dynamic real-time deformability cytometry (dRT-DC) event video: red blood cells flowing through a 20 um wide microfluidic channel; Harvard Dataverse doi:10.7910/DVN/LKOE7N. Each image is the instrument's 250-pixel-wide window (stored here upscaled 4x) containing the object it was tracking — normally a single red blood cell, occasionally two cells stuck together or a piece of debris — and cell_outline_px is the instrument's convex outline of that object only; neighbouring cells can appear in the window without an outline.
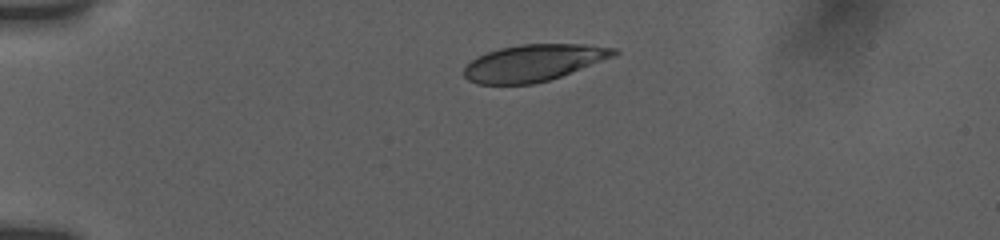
{"species": "human", "species_latin": "Homo sapiens", "temperature_condition": "room temperature", "stored_images_in_passage": 9, "camera_frame_rate_fps": 3000, "um_per_image_px": 0.085, "donor": {"sex": "female"}, "frame": {"image": 1, "passage_image": 3, "time_ms": 2.0, "image_size_px": [1000, 240], "cell_outline_px": [[620, 52], [616, 56], [560, 76], [548, 80], [532, 84], [476, 84], [468, 80], [464, 76], [464, 68], [472, 60], [488, 52], [500, 48], [520, 44], [584, 44], [616, 48]], "centroid_in_image_um": [45.38, 5.33], "position_along_channel_um": 39.6, "area_um2": 31.91}}
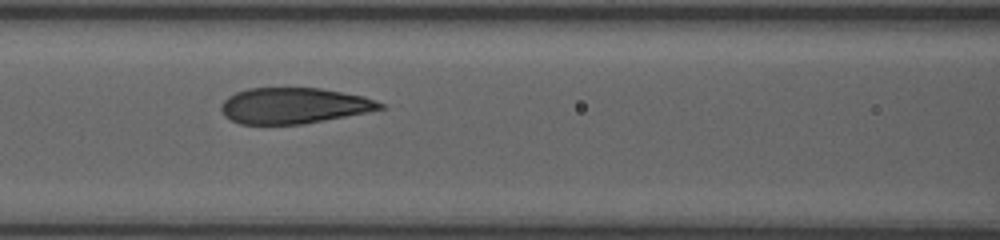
{"frame": {"image": 2, "passage_image": 8, "time_ms": 6.0, "image_size_px": [1000, 240], "cell_outline_px": [[384, 108], [368, 112], [304, 124], [240, 124], [224, 116], [220, 108], [220, 104], [228, 96], [236, 92], [248, 88], [320, 88], [364, 96], [376, 100], [384, 104]], "centroid_in_image_um": [24.97, 8.98], "position_along_channel_um": 141.6, "area_um2": 33.29}}
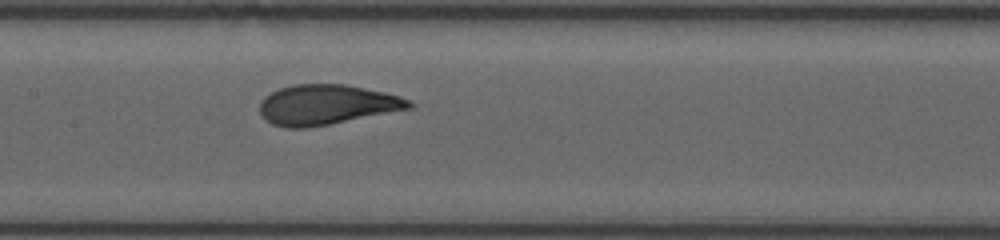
{"frame": {"image": 3, "passage_image": 9, "time_ms": 7.0, "image_size_px": [1000, 240], "cell_outline_px": [[416, 104], [412, 108], [308, 128], [288, 128], [272, 124], [260, 112], [260, 100], [264, 96], [280, 88], [292, 84], [344, 84], [384, 92], [400, 96]], "centroid_in_image_um": [27.76, 8.89], "position_along_channel_um": 179.6, "area_um2": 34.68}}